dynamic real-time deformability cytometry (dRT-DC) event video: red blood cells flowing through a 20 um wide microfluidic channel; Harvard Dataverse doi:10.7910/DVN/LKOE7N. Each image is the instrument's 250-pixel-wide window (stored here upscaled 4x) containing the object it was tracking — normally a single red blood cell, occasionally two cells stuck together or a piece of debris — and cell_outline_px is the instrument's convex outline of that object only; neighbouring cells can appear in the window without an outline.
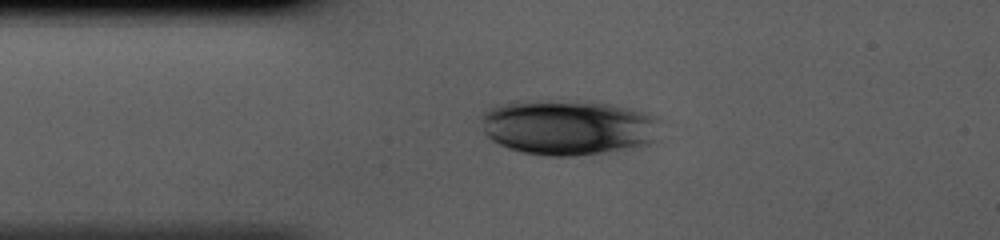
{"species": "human", "species_latin": "Homo sapiens", "temperature_condition": "cold", "stored_images_in_passage": 35, "camera_frame_rate_fps": 3000, "um_per_image_px": 0.085, "donor": {"sex": "male"}, "frame": {"image": 1, "passage_image": 1, "time_ms": 0.0, "image_size_px": [1000, 240], "cell_outline_px": [[660, 120], [652, 140], [648, 144], [632, 148], [576, 156], [548, 156], [524, 152], [508, 148], [492, 140], [484, 132], [480, 120], [480, 116], [488, 108], [496, 104], [516, 100], [592, 100], [612, 104], [628, 108], [652, 116]], "centroid_in_image_um": [48.2, 10.79], "position_along_channel_um": 36.8, "area_um2": 58.26}}
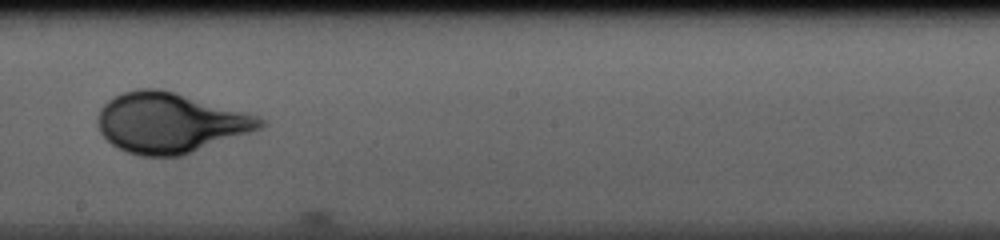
{"frame": {"image": 2, "passage_image": 16, "time_ms": 5.0, "image_size_px": [1000, 240], "cell_outline_px": [[268, 124], [260, 128], [184, 156], [140, 156], [128, 152], [112, 144], [100, 132], [96, 120], [100, 108], [112, 96], [136, 88], [160, 88], [244, 112], [256, 116], [264, 120]], "centroid_in_image_um": [14.41, 10.44], "position_along_channel_um": 233.8, "area_um2": 56.64}}
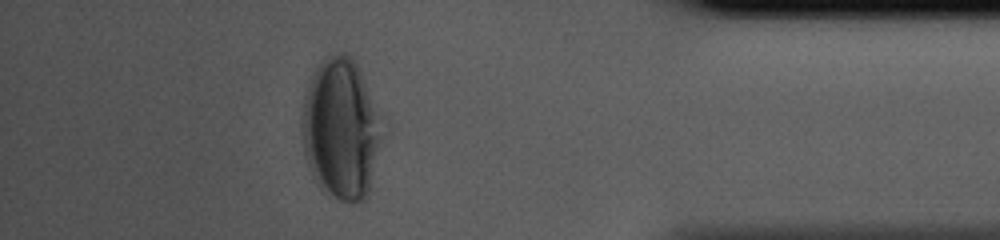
{"frame": {"image": 3, "passage_image": 30, "time_ms": 9.667, "image_size_px": [1000, 240], "cell_outline_px": [[376, 148], [368, 196], [360, 204], [352, 204], [340, 200], [328, 192], [312, 176], [304, 156], [300, 128], [304, 96], [308, 80], [312, 72], [320, 60], [328, 56], [340, 52], [344, 52], [352, 56], [356, 60], [360, 68], [364, 80], [372, 108], [376, 136]], "centroid_in_image_um": [28.83, 10.93], "position_along_channel_um": 406.4, "area_um2": 63.7}}